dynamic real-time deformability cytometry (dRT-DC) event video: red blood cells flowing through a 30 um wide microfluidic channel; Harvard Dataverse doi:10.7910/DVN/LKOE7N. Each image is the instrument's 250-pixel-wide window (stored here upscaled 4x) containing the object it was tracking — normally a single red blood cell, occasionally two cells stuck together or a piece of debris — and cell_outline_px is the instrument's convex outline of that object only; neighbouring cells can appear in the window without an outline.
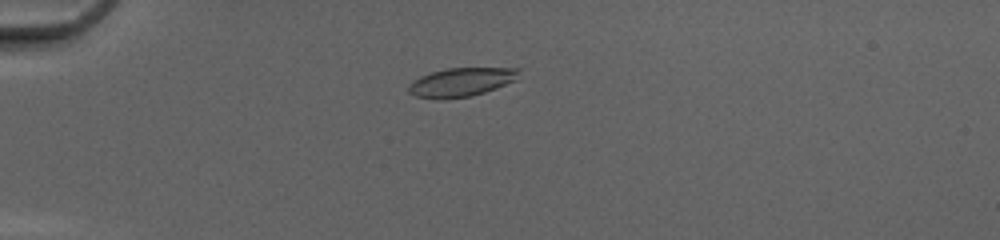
{"species": "common noctule bat (a hibernating species)", "species_latin": "Nyctalus noctula", "temperature_condition": "cold", "stored_images_in_passage": 47, "camera_frame_rate_fps": 3000, "um_per_image_px": 0.085, "animal": {"sex": "female", "body_mass_g": 20.0, "forearm_length_mm": 54.0}, "frame": {"image": 1, "passage_image": 11, "time_ms": 3.333, "image_size_px": [1000, 240], "cell_outline_px": [[520, 68], [516, 80], [496, 88], [472, 96], [444, 100], [416, 96], [408, 92], [408, 84], [412, 80], [420, 76], [432, 72], [448, 68]], "centroid_in_image_um": [39.17, 6.99], "position_along_channel_um": 45.8, "area_um2": 18.55}}
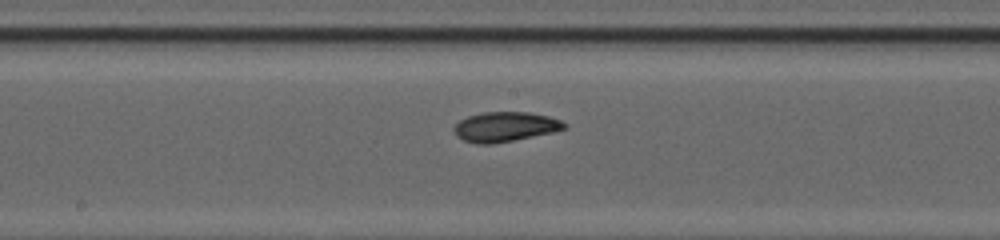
{"frame": {"image": 2, "passage_image": 25, "time_ms": 8.0, "image_size_px": [1000, 240], "cell_outline_px": [[568, 128], [552, 132], [492, 144], [476, 144], [464, 140], [456, 136], [452, 128], [460, 120], [468, 116], [484, 112], [528, 112], [548, 116], [560, 120], [568, 124]], "centroid_in_image_um": [42.92, 10.77], "position_along_channel_um": 205.3, "area_um2": 19.07}}
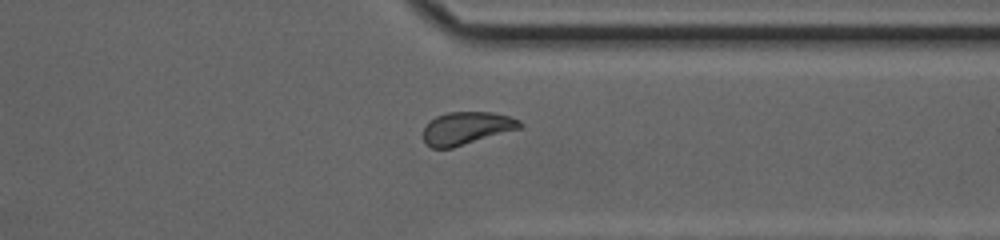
{"frame": {"image": 3, "passage_image": 37, "time_ms": 12.0, "image_size_px": [1000, 240], "cell_outline_px": [[524, 124], [520, 128], [452, 148], [432, 148], [424, 140], [424, 128], [436, 116], [448, 112], [492, 112], [508, 116], [520, 120]], "centroid_in_image_um": [39.68, 10.89], "position_along_channel_um": 371.7, "area_um2": 18.15}, "authors_computed_cell_mechanics": {"area_um2": 18.9006, "velocity_mm_per_s": 4.1748, "shape_relaxation_time_tau1_ms": 3.2182, "shape_relaxation_time_tau2_ms": 2.4858, "deformation_change_tau1": 0.1294, "deformation_change_tau2": 0.0729}}